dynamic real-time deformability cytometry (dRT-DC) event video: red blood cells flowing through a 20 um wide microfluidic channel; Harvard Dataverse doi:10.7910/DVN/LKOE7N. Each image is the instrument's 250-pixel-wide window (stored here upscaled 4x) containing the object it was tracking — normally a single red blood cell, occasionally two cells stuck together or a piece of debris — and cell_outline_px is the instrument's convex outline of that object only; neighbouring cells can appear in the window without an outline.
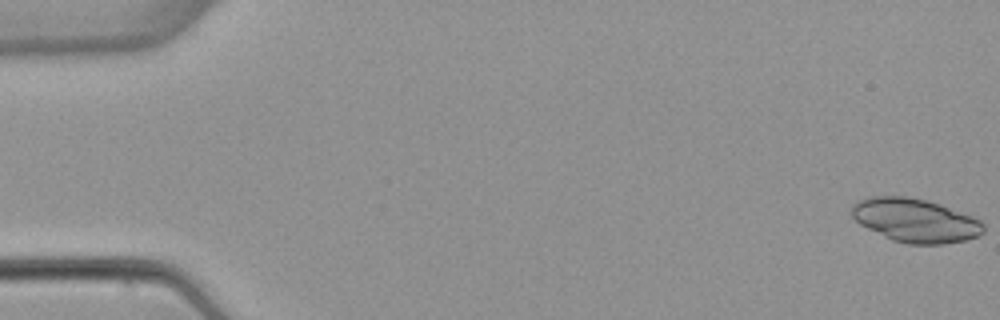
{"species": "common noctule bat (a hibernating species)", "species_latin": "Nyctalus noctula", "temperature_condition": "warm", "stored_images_in_passage": 5, "segment_of_instrument_passage": [1, 2], "camera_frame_rate_fps": 3000, "um_per_image_px": 0.085, "animal": {"sex": "female", "body_mass_g": 22.7, "forearm_length_mm": 54.2}, "frame": {"image": 1, "passage_image": 1, "time_ms": 0.0, "image_size_px": [1000, 320], "cell_outline_px": [[984, 232], [980, 236], [964, 240], [944, 244], [908, 244], [892, 240], [860, 224], [852, 216], [852, 208], [860, 200], [872, 196], [908, 196], [940, 204], [972, 216], [980, 220], [984, 224]], "centroid_in_image_um": [77.84, 18.74], "position_along_channel_um": 7.2, "area_um2": 33.29}}